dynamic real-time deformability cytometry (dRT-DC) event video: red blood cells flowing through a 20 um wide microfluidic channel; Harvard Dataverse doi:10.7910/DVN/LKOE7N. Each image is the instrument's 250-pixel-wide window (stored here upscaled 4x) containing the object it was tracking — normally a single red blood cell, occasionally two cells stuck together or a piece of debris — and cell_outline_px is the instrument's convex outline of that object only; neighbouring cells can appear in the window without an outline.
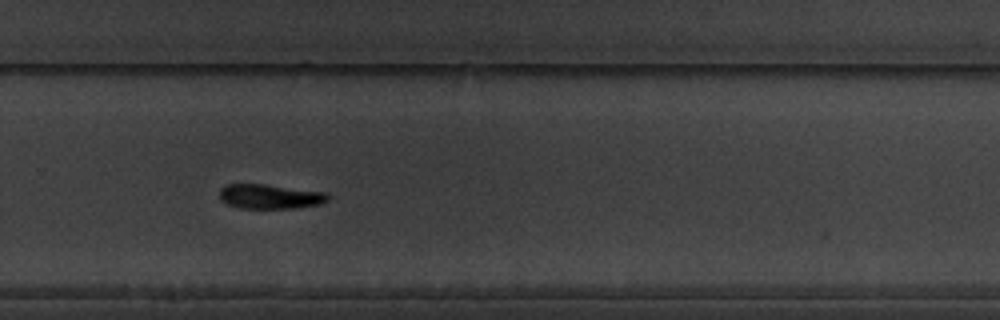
{"species": "common noctule bat (a hibernating species)", "species_latin": "Nyctalus noctula", "temperature_condition": "warm", "stored_images_in_passage": 9, "camera_frame_rate_fps": 3000, "um_per_image_px": 0.085, "animal": {"sex": "male", "body_mass_g": 19.5, "forearm_length_mm": 54.6}, "frame": {"image": 1, "passage_image": 9, "time_ms": 9.333, "image_size_px": [1000, 320], "cell_outline_px": [[328, 200], [320, 204], [296, 208], [240, 208], [228, 204], [220, 200], [220, 188], [224, 184], [264, 184], [328, 192]], "centroid_in_image_um": [22.95, 16.69], "position_along_channel_um": 306.9, "area_um2": 15.61}}